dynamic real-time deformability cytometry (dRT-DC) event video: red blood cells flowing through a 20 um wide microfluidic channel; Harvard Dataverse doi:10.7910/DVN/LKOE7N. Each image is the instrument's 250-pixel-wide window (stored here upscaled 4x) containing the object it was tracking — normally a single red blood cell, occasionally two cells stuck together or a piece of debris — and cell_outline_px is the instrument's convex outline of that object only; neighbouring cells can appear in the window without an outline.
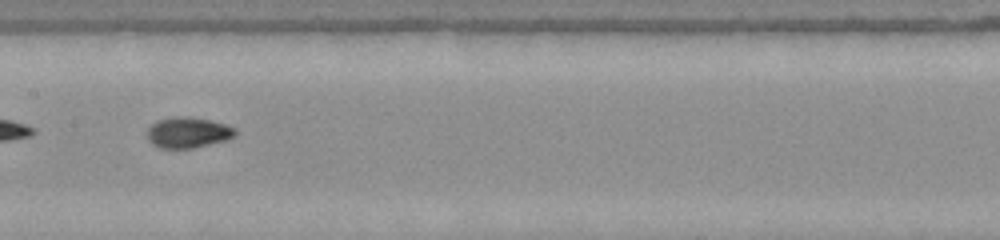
{"species": "common noctule bat (a hibernating species)", "species_latin": "Nyctalus noctula", "temperature_condition": "warm", "stored_images_in_passage": 34, "camera_frame_rate_fps": 3000, "um_per_image_px": 0.085, "animal": {"sex": "female", "body_mass_g": 22.0, "forearm_length_mm": 56.7}, "frame": {"image": 1, "passage_image": 10, "time_ms": 3.0, "image_size_px": [1000, 240], "cell_outline_px": [[236, 136], [228, 140], [192, 148], [160, 148], [152, 144], [148, 140], [148, 128], [152, 124], [160, 120], [176, 116], [188, 116], [208, 120], [224, 124], [236, 128]], "centroid_in_image_um": [16.0, 11.27], "position_along_channel_um": 191.4, "area_um2": 15.72}}